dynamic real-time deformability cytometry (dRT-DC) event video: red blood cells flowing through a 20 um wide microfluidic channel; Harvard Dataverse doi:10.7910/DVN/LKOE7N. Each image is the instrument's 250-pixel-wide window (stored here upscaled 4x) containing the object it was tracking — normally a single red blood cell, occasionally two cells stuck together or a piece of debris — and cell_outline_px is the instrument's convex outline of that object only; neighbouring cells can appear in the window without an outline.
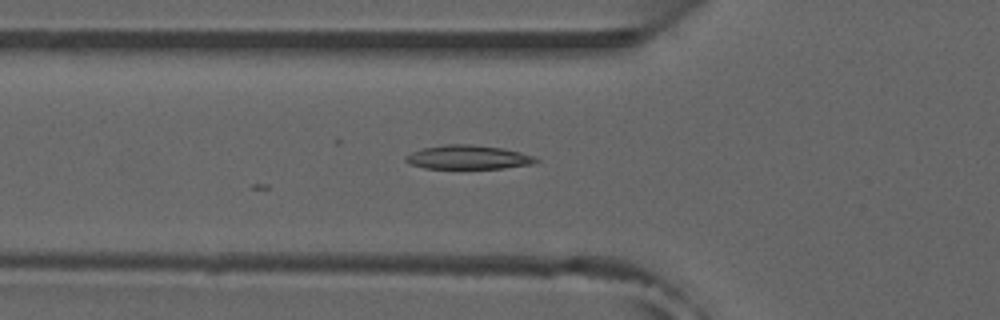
{"species": "common noctule bat (a hibernating species)", "species_latin": "Nyctalus noctula", "temperature_condition": "room temperature", "stored_images_in_passage": 13, "camera_frame_rate_fps": 3000, "um_per_image_px": 0.085, "animal": {"sex": "male", "forearm_length_mm": 52.5}, "frame": {"image": 1, "passage_image": 13, "time_ms": 4.0, "image_size_px": [1000, 320], "cell_outline_px": [[540, 160], [536, 164], [504, 168], [424, 168], [408, 164], [404, 160], [404, 156], [412, 152], [424, 148], [444, 144], [472, 144], [500, 148], [520, 152], [532, 156]], "centroid_in_image_um": [39.77, 13.37], "position_along_channel_um": 86.0, "area_um2": 18.21}}